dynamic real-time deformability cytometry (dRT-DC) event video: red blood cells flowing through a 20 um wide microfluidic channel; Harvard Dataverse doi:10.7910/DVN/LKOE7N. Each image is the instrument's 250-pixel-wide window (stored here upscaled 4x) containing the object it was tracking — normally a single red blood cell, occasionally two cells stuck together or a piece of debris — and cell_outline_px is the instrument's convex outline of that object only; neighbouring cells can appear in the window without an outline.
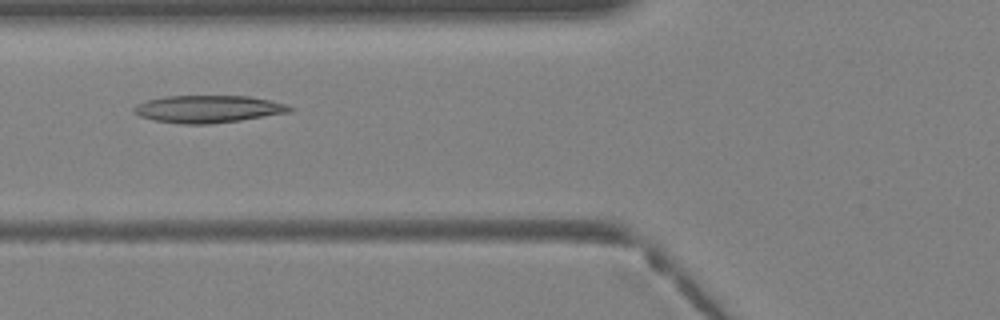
{"species": "Egyptian fruit bat (a non-hibernating species)", "species_latin": "Rousettus aegyptiacus", "temperature_condition": "warm", "stored_images_in_passage": 40, "camera_frame_rate_fps": 3000, "um_per_image_px": 0.085, "animal": {"sex": "female"}, "frame": {"image": 1, "passage_image": 16, "time_ms": 5.0, "image_size_px": [1000, 320], "cell_outline_px": [[296, 108], [288, 112], [240, 120], [212, 124], [180, 124], [152, 120], [140, 116], [132, 108], [136, 104], [148, 100], [164, 96], [248, 96], [288, 104]], "centroid_in_image_um": [17.68, 9.27], "position_along_channel_um": 108.1, "area_um2": 24.8}}
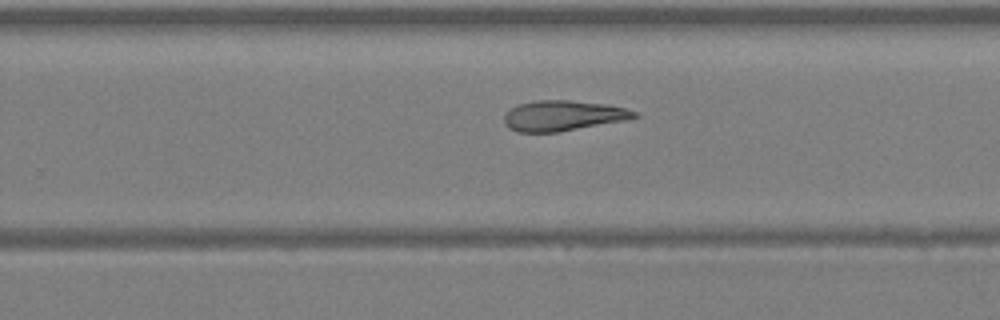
{"frame": {"image": 2, "passage_image": 26, "time_ms": 8.333, "image_size_px": [1000, 320], "cell_outline_px": [[640, 116], [624, 120], [560, 132], [520, 132], [508, 128], [504, 124], [504, 116], [512, 108], [520, 104], [536, 100], [568, 100], [608, 104], [624, 108], [636, 112]], "centroid_in_image_um": [47.85, 9.83], "position_along_channel_um": 282.0, "area_um2": 22.89}}
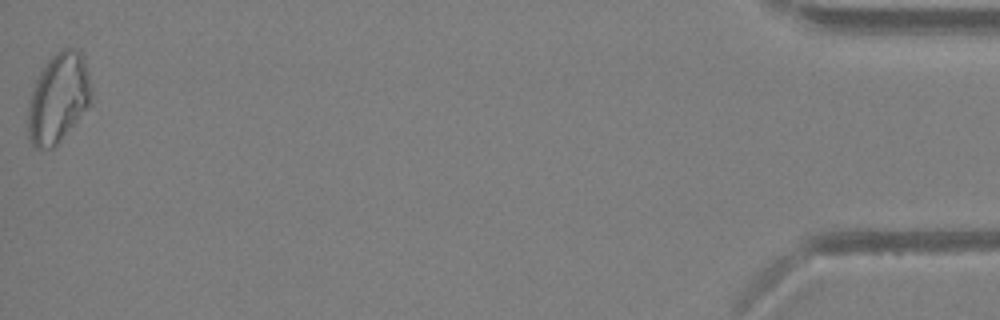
{"frame": {"image": 3, "passage_image": 40, "time_ms": 13.0, "image_size_px": [1000, 320], "cell_outline_px": [[92, 100], [60, 140], [52, 148], [36, 148], [28, 140], [28, 104], [36, 80], [44, 64], [56, 52], [64, 48], [76, 48], [80, 52], [88, 72], [92, 92]], "centroid_in_image_um": [4.94, 8.32], "position_along_channel_um": 430.3, "area_um2": 32.54}}